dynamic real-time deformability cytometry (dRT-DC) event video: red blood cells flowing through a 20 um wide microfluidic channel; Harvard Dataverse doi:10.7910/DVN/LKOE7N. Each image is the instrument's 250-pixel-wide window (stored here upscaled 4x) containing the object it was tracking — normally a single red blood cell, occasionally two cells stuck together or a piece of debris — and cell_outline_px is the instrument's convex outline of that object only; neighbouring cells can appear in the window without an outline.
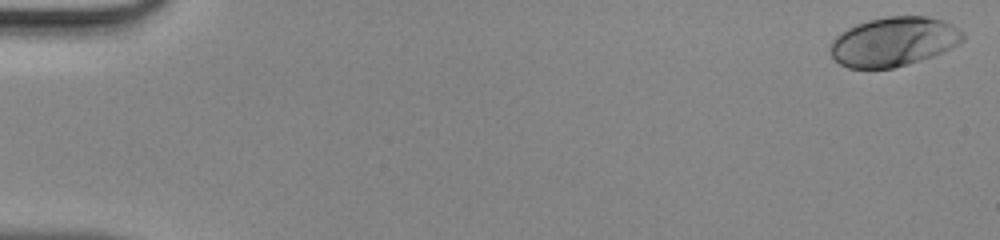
{"species": "human", "species_latin": "Homo sapiens", "temperature_condition": "room temperature", "stored_images_in_passage": 48, "camera_frame_rate_fps": 3000, "um_per_image_px": 0.085, "donor": {"sex": "male"}, "frame": {"image": 1, "passage_image": 1, "time_ms": 0.0, "image_size_px": [1000, 240], "cell_outline_px": [[964, 40], [932, 56], [908, 64], [892, 68], [848, 68], [840, 64], [832, 56], [828, 48], [832, 40], [840, 32], [856, 24], [868, 20], [884, 16], [928, 16], [944, 20], [960, 28], [964, 32]], "centroid_in_image_um": [75.94, 3.52], "position_along_channel_um": 9.1, "area_um2": 38.15}}
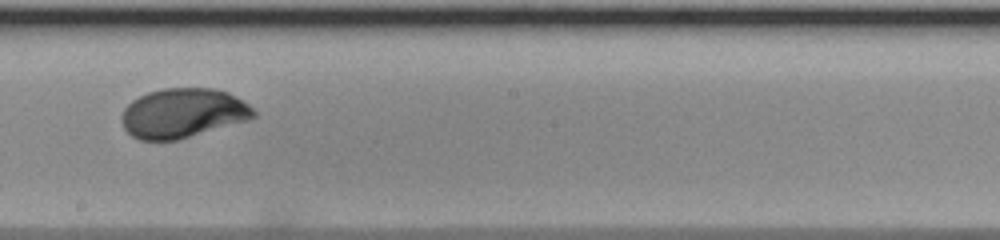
{"frame": {"image": 2, "passage_image": 28, "time_ms": 9.0, "image_size_px": [1000, 240], "cell_outline_px": [[256, 116], [248, 120], [176, 140], [140, 140], [132, 136], [124, 128], [120, 120], [120, 116], [124, 108], [132, 100], [148, 92], [164, 88], [212, 88], [228, 92], [236, 96], [248, 104], [256, 112]], "centroid_in_image_um": [15.53, 9.61], "position_along_channel_um": 232.7, "area_um2": 38.03}}
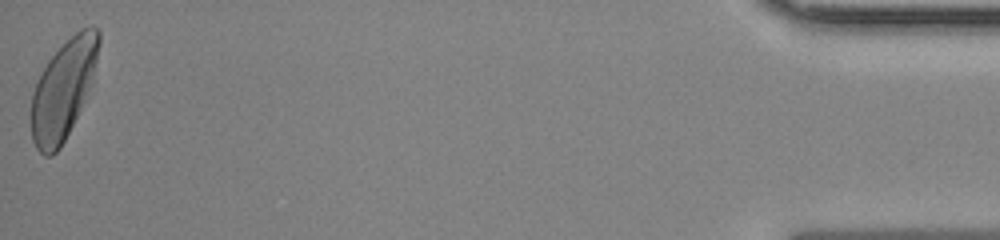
{"frame": {"image": 3, "passage_image": 48, "time_ms": 15.667, "image_size_px": [1000, 240], "cell_outline_px": [[100, 44], [92, 76], [80, 108], [60, 148], [52, 156], [44, 156], [36, 148], [32, 140], [28, 116], [32, 92], [48, 60], [80, 28], [92, 24], [100, 32]], "centroid_in_image_um": [5.32, 7.64], "position_along_channel_um": 429.9, "area_um2": 38.55}}